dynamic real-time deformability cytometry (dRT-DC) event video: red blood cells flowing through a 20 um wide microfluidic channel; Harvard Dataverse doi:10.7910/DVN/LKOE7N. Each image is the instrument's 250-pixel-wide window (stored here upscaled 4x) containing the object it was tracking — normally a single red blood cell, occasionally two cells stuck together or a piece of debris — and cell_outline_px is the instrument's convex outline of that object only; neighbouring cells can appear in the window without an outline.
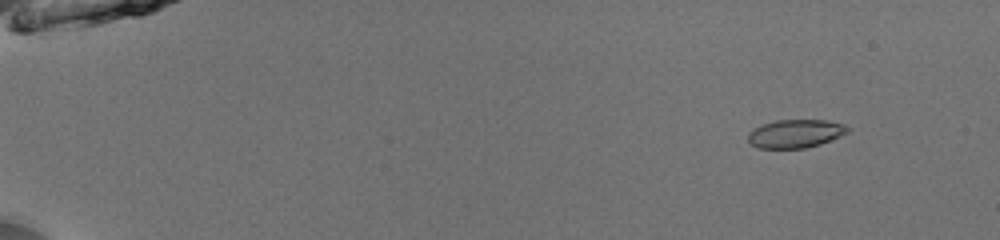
{"species": "common noctule bat (a hibernating species)", "species_latin": "Nyctalus noctula", "temperature_condition": "room temperature", "stored_images_in_passage": 48, "camera_frame_rate_fps": 3000, "um_per_image_px": 0.085, "animal": {"sex": "male", "body_mass_g": 13.0, "forearm_length_mm": 53.1}, "frame": {"image": 1, "passage_image": 1, "time_ms": 0.0, "image_size_px": [1000, 240], "cell_outline_px": [[852, 128], [848, 132], [840, 136], [820, 144], [804, 148], [756, 148], [748, 140], [748, 132], [764, 124], [776, 120], [828, 120], [844, 124]], "centroid_in_image_um": [67.64, 11.35], "position_along_channel_um": 17.4, "area_um2": 16.42}}
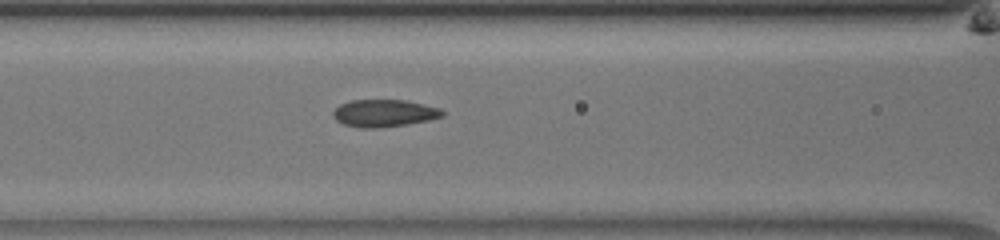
{"frame": {"image": 2, "passage_image": 20, "time_ms": 6.333, "image_size_px": [1000, 240], "cell_outline_px": [[444, 116], [428, 120], [408, 124], [376, 128], [364, 128], [344, 124], [336, 120], [332, 116], [332, 112], [340, 104], [352, 100], [404, 100], [424, 104], [440, 108], [444, 112]], "centroid_in_image_um": [32.65, 9.62], "position_along_channel_um": 134.0, "area_um2": 17.34}}
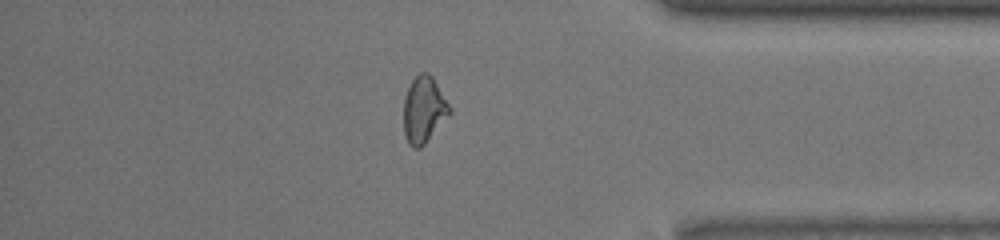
{"frame": {"image": 3, "passage_image": 41, "time_ms": 13.333, "image_size_px": [1000, 240], "cell_outline_px": [[452, 112], [424, 144], [420, 148], [412, 148], [408, 144], [404, 136], [404, 100], [408, 88], [412, 80], [420, 72], [428, 72], [432, 76], [452, 108]], "centroid_in_image_um": [36.03, 9.33], "position_along_channel_um": 399.2, "area_um2": 17.8}, "authors_computed_cell_mechanics": {"area_um2": 17.34, "velocity_mm_per_s": 3.9991, "shape_relaxation_time_tau1_ms": null, "shape_relaxation_time_tau2_ms": 1.6921, "deformation_change_tau1": null, "deformation_change_tau2": 0.0448}}